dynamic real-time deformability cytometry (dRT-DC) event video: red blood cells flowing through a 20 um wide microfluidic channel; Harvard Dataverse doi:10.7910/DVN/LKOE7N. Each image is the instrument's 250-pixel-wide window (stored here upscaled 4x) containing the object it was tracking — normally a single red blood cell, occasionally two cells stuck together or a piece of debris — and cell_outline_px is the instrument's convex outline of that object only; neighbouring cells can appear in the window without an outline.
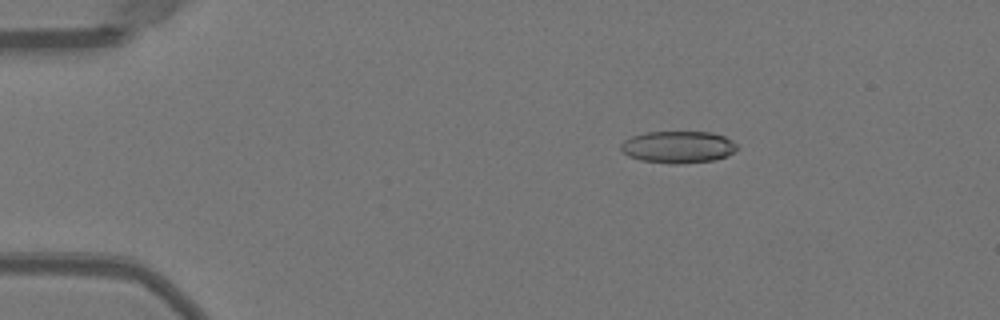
{"species": "Egyptian fruit bat (a non-hibernating species)", "species_latin": "Rousettus aegyptiacus", "temperature_condition": "warm", "stored_images_in_passage": 51, "camera_frame_rate_fps": 3000, "um_per_image_px": 0.085, "animal": {"sex": "female"}, "frame": {"image": 1, "passage_image": 9, "time_ms": 2.667, "image_size_px": [1000, 320], "cell_outline_px": [[740, 148], [716, 160], [680, 164], [672, 164], [640, 160], [628, 156], [620, 148], [620, 144], [624, 140], [632, 136], [648, 132], [712, 132], [724, 136], [732, 140]], "centroid_in_image_um": [57.64, 12.5], "position_along_channel_um": 27.4, "area_um2": 21.73}}
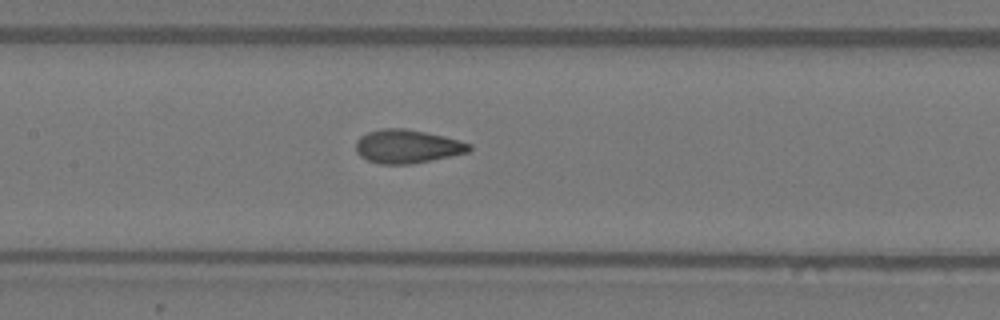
{"frame": {"image": 2, "passage_image": 25, "time_ms": 8.0, "image_size_px": [1000, 320], "cell_outline_px": [[472, 148], [468, 152], [432, 160], [412, 164], [380, 164], [368, 160], [360, 156], [356, 152], [356, 140], [360, 136], [368, 132], [384, 128], [404, 128], [444, 136], [472, 144]], "centroid_in_image_um": [34.6, 12.45], "position_along_channel_um": 172.8, "area_um2": 22.14}}
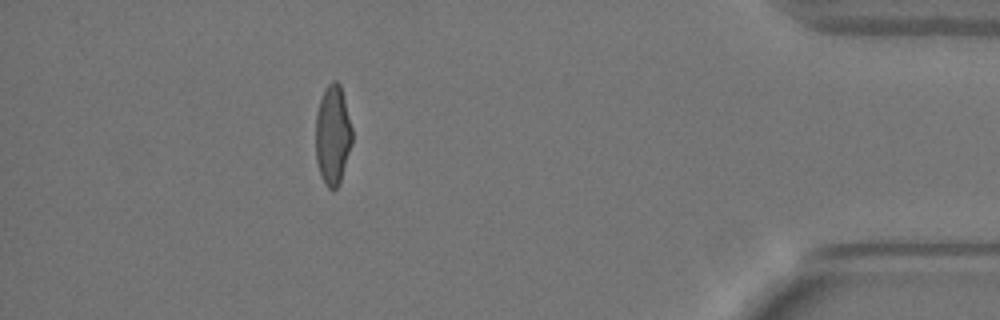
{"frame": {"image": 3, "passage_image": 46, "time_ms": 15.0, "image_size_px": [1000, 320], "cell_outline_px": [[352, 144], [340, 184], [336, 188], [328, 188], [324, 184], [316, 160], [316, 112], [324, 88], [332, 80], [336, 80], [340, 84], [352, 128]], "centroid_in_image_um": [28.28, 11.47], "position_along_channel_um": 406.9, "area_um2": 21.27}, "authors_computed_cell_mechanics": {"area_um2": 21.7906, "velocity_mm_per_s": 4.02, "shape_relaxation_time_tau1_ms": null, "shape_relaxation_time_tau2_ms": 0.8295, "deformation_change_tau1": null, "deformation_change_tau2": 0.076}}